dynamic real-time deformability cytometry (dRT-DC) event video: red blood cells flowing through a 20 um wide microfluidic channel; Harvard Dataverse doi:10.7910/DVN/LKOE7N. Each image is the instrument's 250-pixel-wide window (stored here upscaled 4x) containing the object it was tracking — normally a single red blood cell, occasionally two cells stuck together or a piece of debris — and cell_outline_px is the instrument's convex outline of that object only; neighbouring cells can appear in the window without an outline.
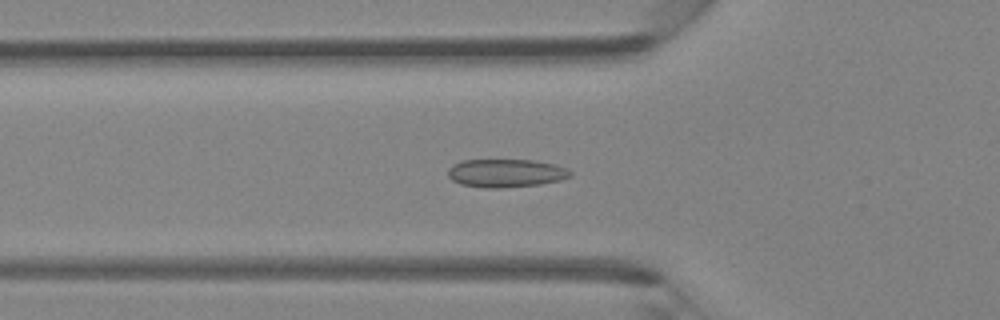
{"species": "Egyptian fruit bat (a non-hibernating species)", "species_latin": "Rousettus aegyptiacus", "temperature_condition": "room temperature", "stored_images_in_passage": 45, "camera_frame_rate_fps": 3000, "um_per_image_px": 0.085, "animal": {"sex": "female"}, "frame": {"image": 1, "passage_image": 15, "time_ms": 4.667, "image_size_px": [1000, 320], "cell_outline_px": [[572, 176], [560, 180], [540, 184], [500, 188], [484, 188], [460, 184], [452, 180], [448, 176], [448, 168], [452, 164], [460, 160], [532, 160], [552, 164], [568, 168], [572, 172]], "centroid_in_image_um": [42.97, 14.71], "position_along_channel_um": 82.8, "area_um2": 20.23}}
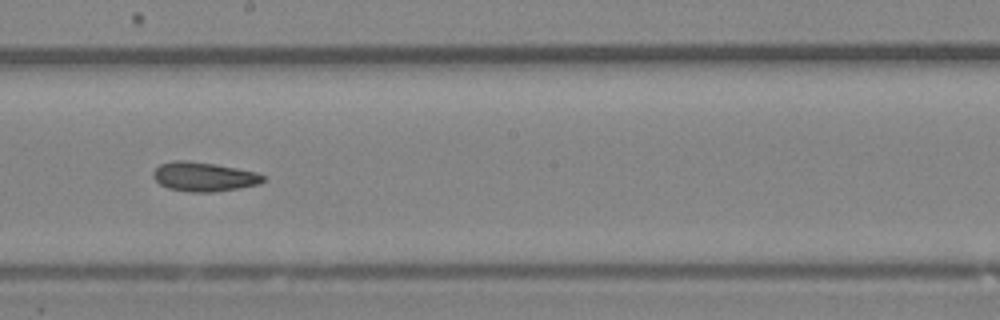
{"frame": {"image": 2, "passage_image": 25, "time_ms": 8.0, "image_size_px": [1000, 320], "cell_outline_px": [[264, 180], [260, 184], [240, 188], [212, 192], [188, 192], [168, 188], [160, 184], [152, 176], [152, 172], [160, 164], [172, 160], [188, 160], [216, 164], [256, 172], [264, 176]], "centroid_in_image_um": [17.31, 15.02], "position_along_channel_um": 230.9, "area_um2": 18.84}}
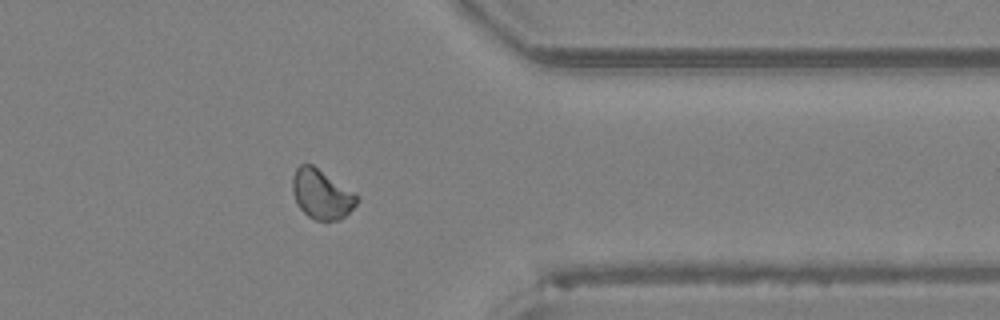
{"frame": {"image": 3, "passage_image": 36, "time_ms": 11.667, "image_size_px": [1000, 320], "cell_outline_px": [[360, 200], [340, 220], [316, 220], [308, 216], [296, 204], [292, 188], [292, 176], [296, 168], [300, 164], [312, 164], [352, 192]], "centroid_in_image_um": [27.28, 16.51], "position_along_channel_um": 384.1, "area_um2": 18.21}}